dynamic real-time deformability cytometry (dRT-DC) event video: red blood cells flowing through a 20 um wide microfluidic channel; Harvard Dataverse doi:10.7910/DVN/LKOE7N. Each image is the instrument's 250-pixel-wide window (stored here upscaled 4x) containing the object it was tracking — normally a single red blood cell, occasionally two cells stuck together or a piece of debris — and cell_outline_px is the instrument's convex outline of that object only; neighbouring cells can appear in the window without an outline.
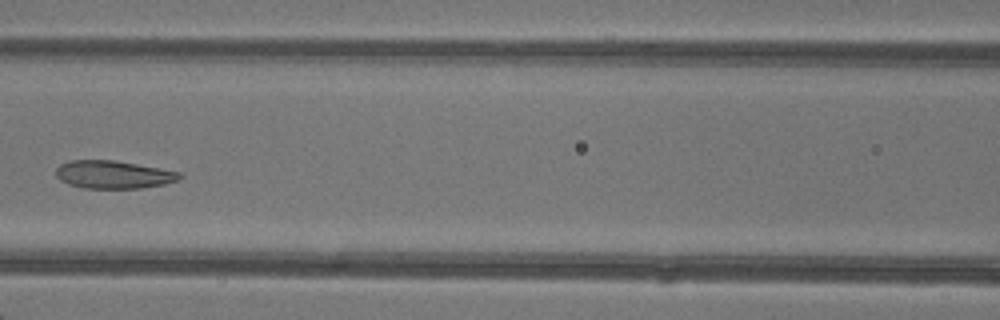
{"species": "common noctule bat (a hibernating species)", "species_latin": "Nyctalus noctula", "temperature_condition": "warm", "stored_images_in_passage": 6, "camera_frame_rate_fps": 3000, "um_per_image_px": 0.085, "animal": {"sex": "female"}, "frame": {"image": 1, "passage_image": 6, "time_ms": 5.667, "image_size_px": [1000, 320], "cell_outline_px": [[184, 176], [180, 180], [164, 184], [140, 188], [84, 188], [68, 184], [60, 180], [56, 176], [56, 168], [60, 164], [68, 160], [112, 160], [136, 164], [180, 172]], "centroid_in_image_um": [9.63, 14.84], "position_along_channel_um": 157.0, "area_um2": 20.11}}